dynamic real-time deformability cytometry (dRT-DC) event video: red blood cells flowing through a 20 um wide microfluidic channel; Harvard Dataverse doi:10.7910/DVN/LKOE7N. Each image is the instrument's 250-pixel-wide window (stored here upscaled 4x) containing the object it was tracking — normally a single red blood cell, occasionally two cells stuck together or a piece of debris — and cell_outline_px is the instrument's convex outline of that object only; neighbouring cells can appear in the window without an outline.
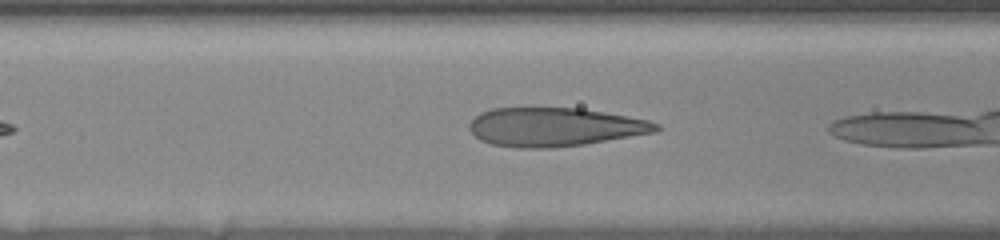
{"species": "human", "species_latin": "Homo sapiens", "temperature_condition": "room temperature", "stored_images_in_passage": 5, "camera_frame_rate_fps": 3000, "um_per_image_px": 0.085, "donor": {"sex": "female"}, "frame": {"image": 1, "passage_image": 3, "time_ms": 0.667, "image_size_px": [1000, 240], "cell_outline_px": [[660, 128], [656, 132], [584, 144], [552, 148], [512, 148], [492, 144], [480, 140], [468, 128], [468, 124], [480, 112], [492, 108], [580, 108], [628, 116], [648, 120], [660, 124]], "centroid_in_image_um": [47.13, 10.8], "position_along_channel_um": 119.5, "area_um2": 42.19}}